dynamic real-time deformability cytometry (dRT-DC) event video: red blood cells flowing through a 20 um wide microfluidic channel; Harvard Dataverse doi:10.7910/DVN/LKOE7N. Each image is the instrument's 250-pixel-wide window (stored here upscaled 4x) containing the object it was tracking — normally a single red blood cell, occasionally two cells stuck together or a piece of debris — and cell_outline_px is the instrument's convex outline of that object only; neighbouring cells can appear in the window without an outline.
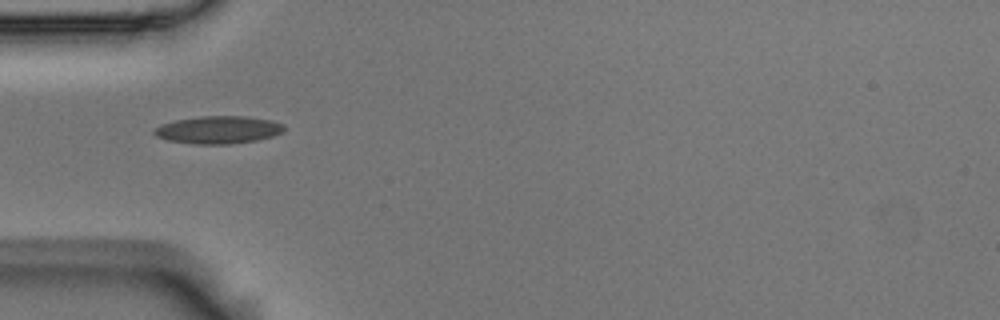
{"species": "Egyptian fruit bat (a non-hibernating species)", "species_latin": "Rousettus aegyptiacus", "temperature_condition": "room temperature", "stored_images_in_passage": 11, "camera_frame_rate_fps": 3000, "um_per_image_px": 0.085, "animal": {"sex": "male"}, "frame": {"image": 1, "passage_image": 1, "time_ms": 0.0, "image_size_px": [1000, 320], "cell_outline_px": [[284, 128], [280, 132], [272, 136], [260, 140], [228, 144], [196, 144], [168, 140], [156, 136], [152, 132], [160, 124], [176, 120], [200, 116], [248, 116], [272, 120], [284, 124]], "centroid_in_image_um": [18.56, 11.03], "position_along_channel_um": 66.4, "area_um2": 20.92}}
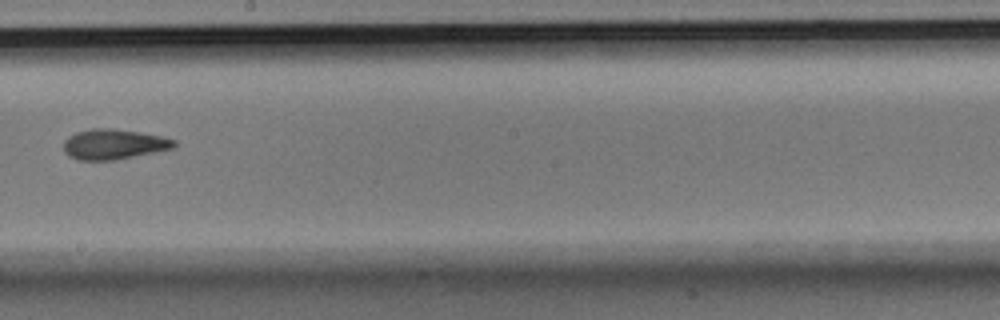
{"frame": {"image": 2, "passage_image": 5, "time_ms": 1.333, "image_size_px": [1000, 320], "cell_outline_px": [[176, 144], [172, 148], [116, 160], [76, 160], [68, 156], [64, 152], [64, 140], [68, 136], [76, 132], [92, 128], [116, 128], [164, 136], [176, 140]], "centroid_in_image_um": [9.64, 12.25], "position_along_channel_um": 238.6, "area_um2": 19.65}}
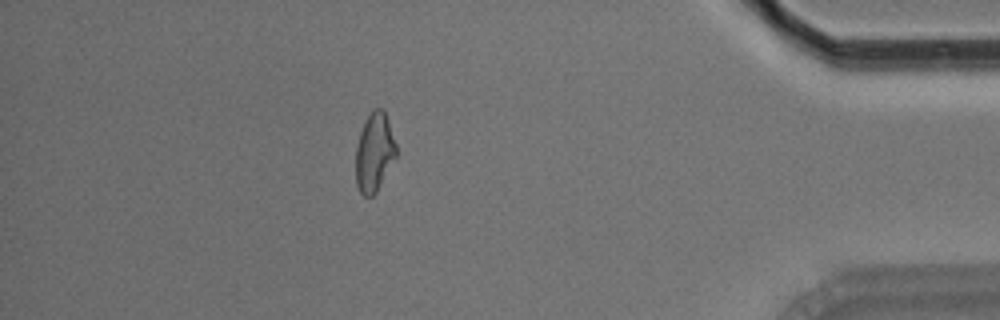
{"frame": {"image": 3, "passage_image": 10, "time_ms": 3.0, "image_size_px": [1000, 320], "cell_outline_px": [[396, 156], [376, 192], [372, 196], [364, 196], [360, 192], [356, 184], [356, 144], [364, 120], [376, 108], [384, 108], [396, 144]], "centroid_in_image_um": [31.81, 12.93], "position_along_channel_um": 403.4, "area_um2": 18.44}}